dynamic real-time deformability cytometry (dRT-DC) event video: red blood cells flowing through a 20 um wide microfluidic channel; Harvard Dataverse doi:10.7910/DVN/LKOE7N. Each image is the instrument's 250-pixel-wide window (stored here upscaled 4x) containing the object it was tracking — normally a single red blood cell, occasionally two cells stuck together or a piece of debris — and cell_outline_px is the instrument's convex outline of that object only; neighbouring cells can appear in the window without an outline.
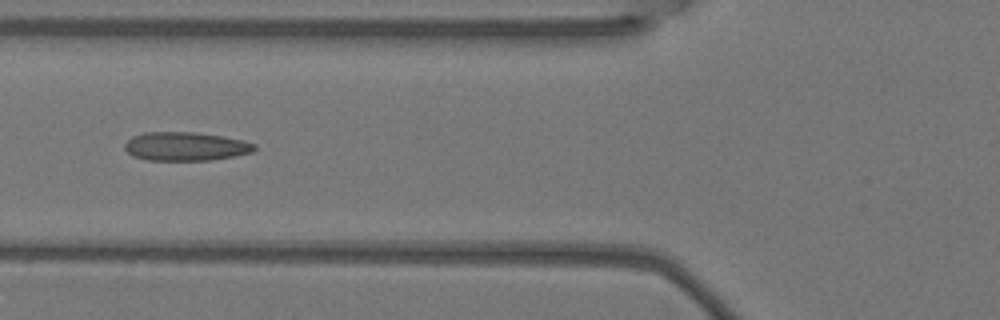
{"species": "Egyptian fruit bat (a non-hibernating species)", "species_latin": "Rousettus aegyptiacus", "temperature_condition": "warm", "stored_images_in_passage": 7, "camera_frame_rate_fps": 3000, "um_per_image_px": 0.085, "animal": {"sex": "female"}, "frame": {"image": 1, "passage_image": 5, "time_ms": 1.333, "image_size_px": [1000, 320], "cell_outline_px": [[256, 148], [252, 152], [212, 160], [148, 160], [132, 156], [124, 148], [124, 144], [132, 136], [144, 132], [196, 132], [244, 140], [256, 144]], "centroid_in_image_um": [15.76, 12.44], "position_along_channel_um": 110.0, "area_um2": 21.68}}
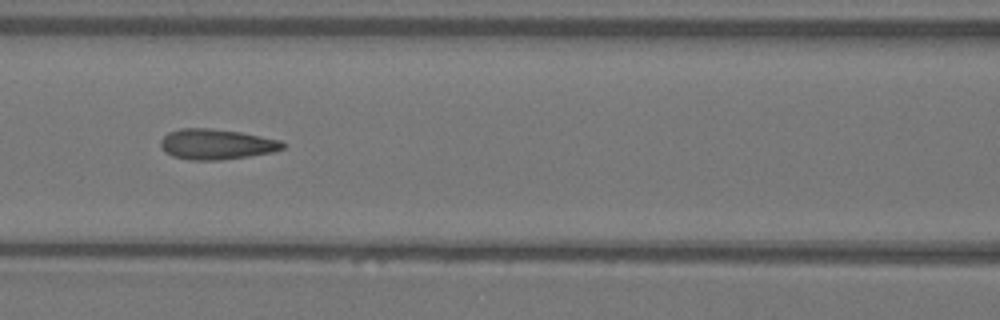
{"frame": {"image": 2, "passage_image": 6, "time_ms": 1.667, "image_size_px": [1000, 320], "cell_outline_px": [[288, 144], [284, 148], [272, 152], [248, 156], [220, 160], [188, 160], [172, 156], [164, 152], [160, 148], [160, 140], [168, 132], [180, 128], [208, 128], [240, 132], [280, 140]], "centroid_in_image_um": [18.36, 12.26], "position_along_channel_um": 148.2, "area_um2": 21.79}}
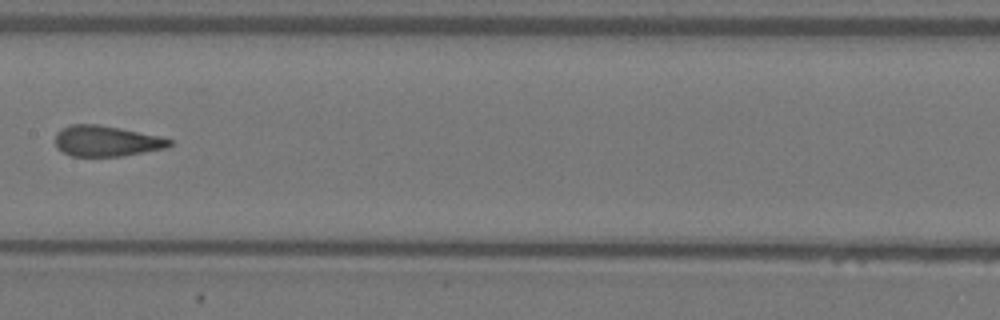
{"frame": {"image": 3, "passage_image": 7, "time_ms": 2.0, "image_size_px": [1000, 320], "cell_outline_px": [[172, 144], [164, 148], [124, 156], [72, 156], [56, 148], [56, 132], [60, 128], [72, 124], [96, 124], [120, 128], [160, 136], [172, 140]], "centroid_in_image_um": [9.02, 11.98], "position_along_channel_um": 198.4, "area_um2": 20.4}}